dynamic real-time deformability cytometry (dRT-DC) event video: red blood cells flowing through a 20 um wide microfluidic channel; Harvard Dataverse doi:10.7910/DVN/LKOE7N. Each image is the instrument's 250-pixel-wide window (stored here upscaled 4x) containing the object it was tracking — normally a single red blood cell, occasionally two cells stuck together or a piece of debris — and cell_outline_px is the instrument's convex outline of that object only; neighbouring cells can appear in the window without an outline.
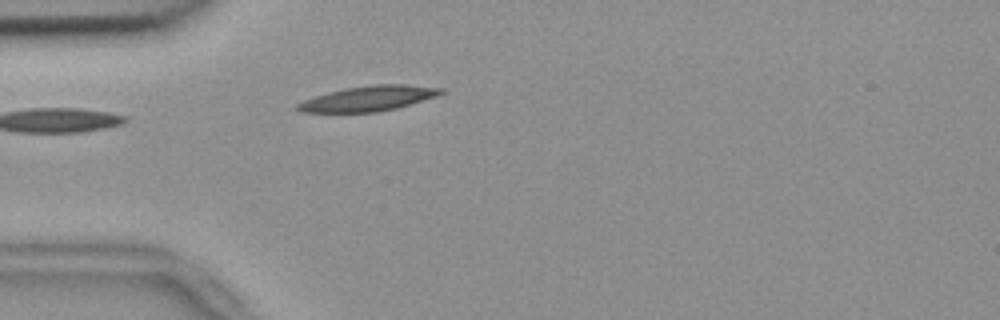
{"species": "common noctule bat (a hibernating species)", "species_latin": "Nyctalus noctula", "temperature_condition": "room temperature", "stored_images_in_passage": 8, "camera_frame_rate_fps": 3000, "um_per_image_px": 0.085, "animal": {"sex": "female", "body_mass_g": 18.4}, "frame": {"image": 1, "passage_image": 1, "time_ms": 0.0, "image_size_px": [1000, 320], "cell_outline_px": [[444, 92], [436, 96], [396, 108], [376, 112], [300, 112], [296, 108], [296, 104], [304, 100], [328, 92], [344, 88], [372, 84], [404, 84], [444, 88]], "centroid_in_image_um": [31.31, 8.36], "position_along_channel_um": 53.7, "area_um2": 20.87}}
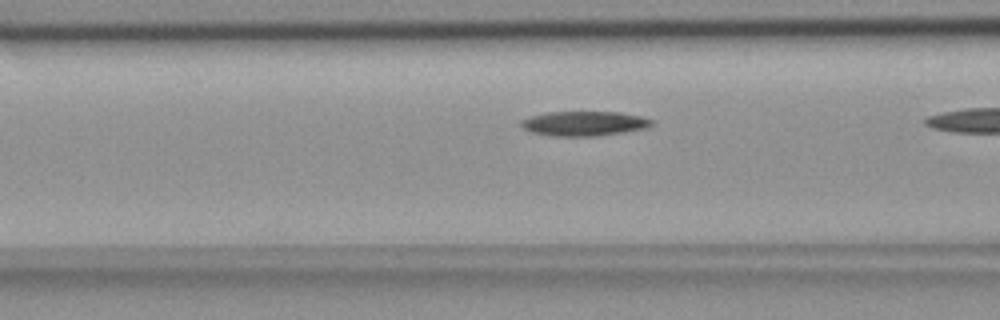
{"frame": {"image": 2, "passage_image": 4, "time_ms": 1.0, "image_size_px": [1000, 320], "cell_outline_px": [[652, 124], [644, 128], [596, 136], [552, 136], [532, 132], [524, 128], [520, 124], [520, 120], [528, 116], [548, 112], [620, 112], [640, 116], [652, 120]], "centroid_in_image_um": [49.58, 10.49], "position_along_channel_um": 117.0, "area_um2": 18.55}}
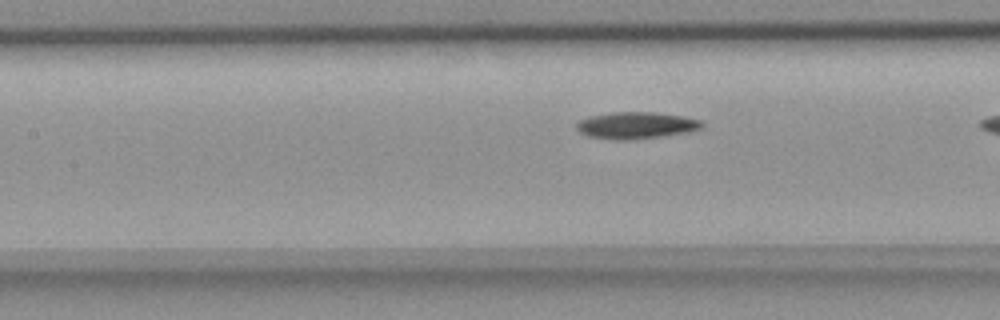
{"frame": {"image": 3, "passage_image": 7, "time_ms": 2.0, "image_size_px": [1000, 320], "cell_outline_px": [[704, 124], [700, 128], [688, 132], [660, 136], [628, 140], [620, 140], [588, 136], [580, 132], [576, 128], [576, 124], [580, 120], [592, 116], [612, 112], [656, 112], [704, 120]], "centroid_in_image_um": [54.09, 10.65], "position_along_channel_um": 153.3, "area_um2": 19.36}}